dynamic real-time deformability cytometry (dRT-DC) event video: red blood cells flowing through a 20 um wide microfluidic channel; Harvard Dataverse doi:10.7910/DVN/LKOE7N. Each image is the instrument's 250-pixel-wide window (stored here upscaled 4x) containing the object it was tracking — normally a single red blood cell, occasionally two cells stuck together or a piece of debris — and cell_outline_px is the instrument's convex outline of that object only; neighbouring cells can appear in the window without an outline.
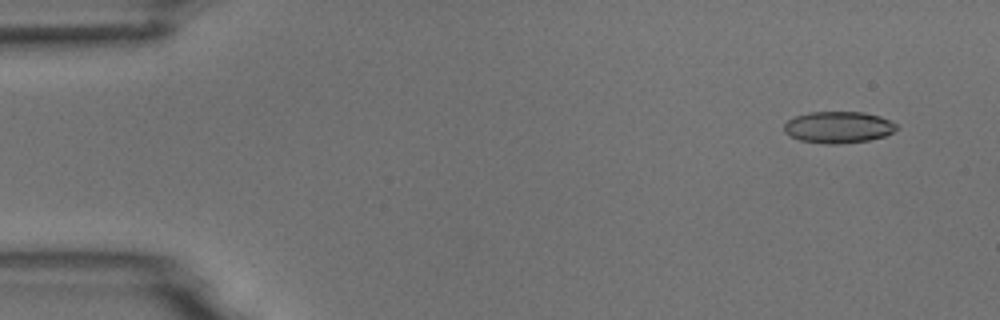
{"species": "common noctule bat (a hibernating species)", "species_latin": "Nyctalus noctula", "temperature_condition": "room temperature", "stored_images_in_passage": 6, "camera_frame_rate_fps": 3000, "um_per_image_px": 0.085, "animal": {"sex": "male", "body_mass_g": 18.8}, "frame": {"image": 1, "passage_image": 2, "time_ms": 1.0, "image_size_px": [1000, 320], "cell_outline_px": [[896, 128], [892, 132], [884, 136], [868, 140], [836, 144], [828, 144], [800, 140], [784, 132], [784, 124], [788, 120], [796, 116], [808, 112], [864, 112], [880, 116], [896, 124]], "centroid_in_image_um": [71.24, 10.81], "position_along_channel_um": 13.8, "area_um2": 20.46}}
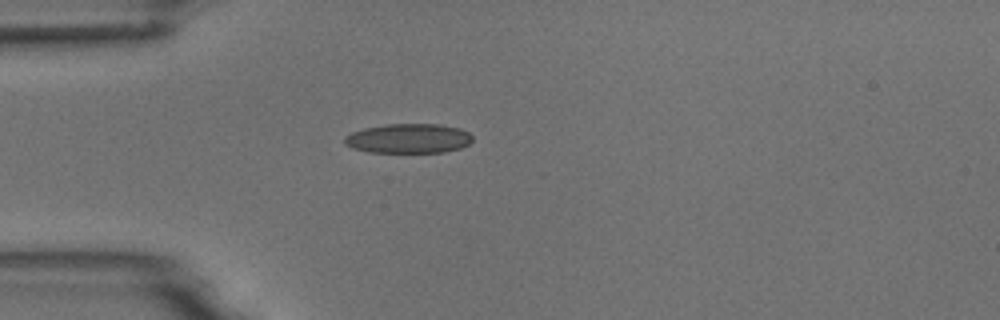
{"frame": {"image": 2, "passage_image": 5, "time_ms": 4.667, "image_size_px": [1000, 320], "cell_outline_px": [[472, 140], [468, 144], [460, 148], [444, 152], [368, 152], [352, 148], [344, 144], [344, 136], [352, 132], [364, 128], [388, 124], [440, 124], [460, 128], [468, 132], [472, 136]], "centroid_in_image_um": [34.71, 11.77], "position_along_channel_um": 50.3, "area_um2": 22.08}}